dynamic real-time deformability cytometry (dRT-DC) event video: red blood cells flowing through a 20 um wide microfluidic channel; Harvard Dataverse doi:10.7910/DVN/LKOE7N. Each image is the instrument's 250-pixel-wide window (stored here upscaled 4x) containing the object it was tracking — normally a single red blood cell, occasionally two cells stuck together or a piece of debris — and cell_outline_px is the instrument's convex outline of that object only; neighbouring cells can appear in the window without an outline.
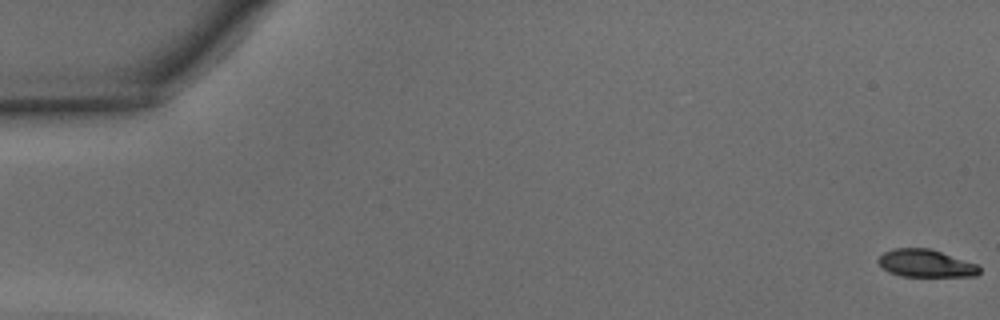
{"species": "common noctule bat (a hibernating species)", "species_latin": "Nyctalus noctula", "temperature_condition": "warm", "stored_images_in_passage": 47, "camera_frame_rate_fps": 3000, "um_per_image_px": 0.085, "animal": {"sex": "male", "body_mass_g": 15.6}, "frame": {"image": 1, "passage_image": 1, "time_ms": 0.0, "image_size_px": [1000, 320], "cell_outline_px": [[980, 272], [976, 276], [900, 276], [888, 272], [876, 260], [884, 252], [892, 248], [928, 248], [976, 264], [980, 268]], "centroid_in_image_um": [78.65, 22.39], "position_along_channel_um": 6.3, "area_um2": 16.07}}
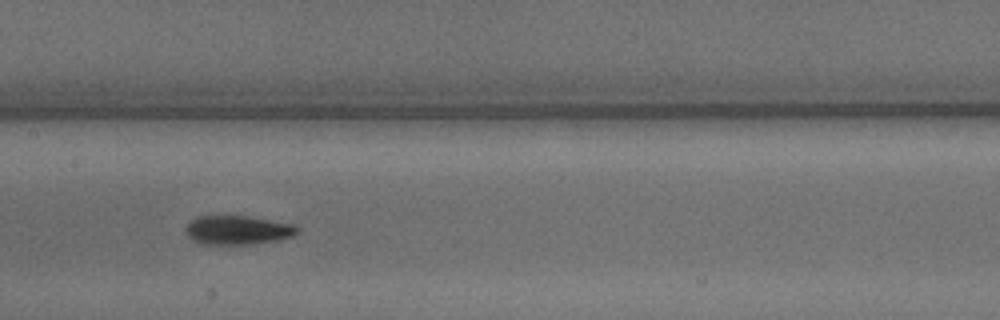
{"frame": {"image": 2, "passage_image": 24, "time_ms": 7.667, "image_size_px": [1000, 320], "cell_outline_px": [[300, 232], [292, 236], [276, 240], [248, 244], [204, 244], [192, 240], [184, 232], [184, 228], [196, 216], [248, 216], [296, 224], [300, 228]], "centroid_in_image_um": [20.22, 19.55], "position_along_channel_um": 187.2, "area_um2": 18.96}}
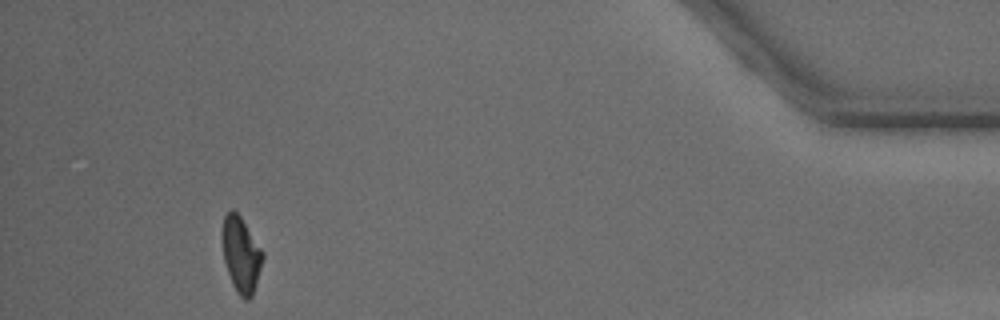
{"frame": {"image": 3, "passage_image": 44, "time_ms": 14.333, "image_size_px": [1000, 320], "cell_outline_px": [[264, 256], [252, 296], [248, 300], [244, 300], [236, 292], [232, 284], [224, 260], [220, 236], [220, 232], [224, 216], [232, 208], [240, 216], [264, 252]], "centroid_in_image_um": [20.46, 21.62], "position_along_channel_um": 414.7, "area_um2": 17.98}, "authors_computed_cell_mechanics": {"area_um2": 18.2648, "velocity_mm_per_s": 4.3595, "shape_relaxation_time_tau1_ms": 2.419, "shape_relaxation_time_tau2_ms": 2.0926, "deformation_change_tau1": 0.1304, "deformation_change_tau2": 0.0761}}